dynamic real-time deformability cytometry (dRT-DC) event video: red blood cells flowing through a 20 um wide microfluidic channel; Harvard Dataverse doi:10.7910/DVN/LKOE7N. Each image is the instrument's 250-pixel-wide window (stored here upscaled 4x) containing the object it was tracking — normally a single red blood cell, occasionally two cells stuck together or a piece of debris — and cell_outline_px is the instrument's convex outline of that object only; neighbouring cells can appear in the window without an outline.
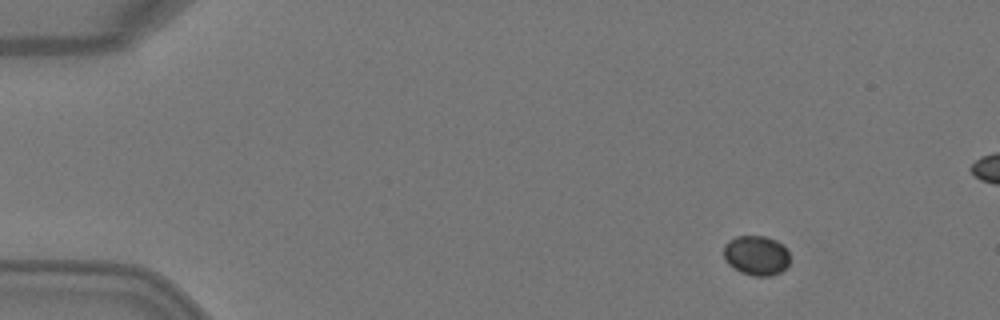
{"species": "Egyptian fruit bat (a non-hibernating species)", "species_latin": "Rousettus aegyptiacus", "temperature_condition": "warm", "stored_images_in_passage": 5, "camera_frame_rate_fps": 3000, "um_per_image_px": 0.085, "animal": {"sex": "female"}, "frame": {"image": 1, "passage_image": 1, "time_ms": 0.0, "image_size_px": [1000, 320], "cell_outline_px": [[788, 264], [780, 272], [772, 276], [752, 276], [740, 272], [728, 264], [724, 260], [724, 244], [728, 240], [736, 236], [764, 236], [776, 240], [788, 252]], "centroid_in_image_um": [64.24, 21.72], "position_along_channel_um": 20.8, "area_um2": 15.32}}
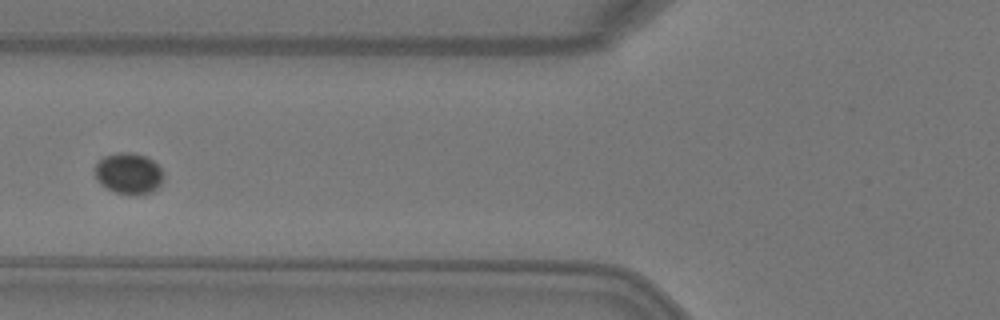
{"frame": {"image": 2, "passage_image": 5, "time_ms": 1.333, "image_size_px": [1000, 320], "cell_outline_px": [[164, 180], [152, 192], [136, 196], [116, 192], [104, 188], [96, 180], [96, 160], [104, 156], [116, 152], [132, 152], [144, 156], [152, 160], [160, 168], [164, 176]], "centroid_in_image_um": [10.92, 14.75], "position_along_channel_um": 114.9, "area_um2": 16.7}}